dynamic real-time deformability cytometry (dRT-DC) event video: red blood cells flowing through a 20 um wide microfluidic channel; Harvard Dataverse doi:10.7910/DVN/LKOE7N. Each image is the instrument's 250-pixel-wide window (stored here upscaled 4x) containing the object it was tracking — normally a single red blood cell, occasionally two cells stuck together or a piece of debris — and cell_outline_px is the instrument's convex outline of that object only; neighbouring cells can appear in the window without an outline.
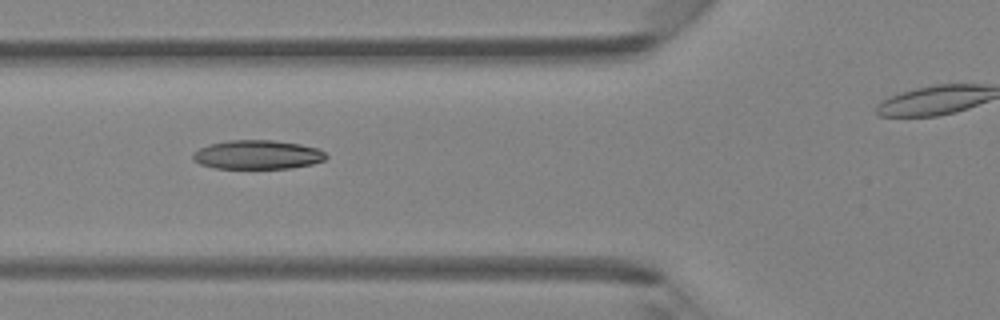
{"species": "Egyptian fruit bat (a non-hibernating species)", "species_latin": "Rousettus aegyptiacus", "temperature_condition": "room temperature", "stored_images_in_passage": 6, "camera_frame_rate_fps": 3000, "um_per_image_px": 0.085, "animal": {"sex": "female"}, "frame": {"image": 1, "passage_image": 5, "time_ms": 4.667, "image_size_px": [1000, 320], "cell_outline_px": [[328, 156], [324, 160], [312, 164], [292, 168], [216, 168], [200, 164], [192, 160], [192, 152], [208, 144], [228, 140], [272, 140], [300, 144], [316, 148], [324, 152]], "centroid_in_image_um": [21.85, 13.15], "position_along_channel_um": 103.9, "area_um2": 22.54}}
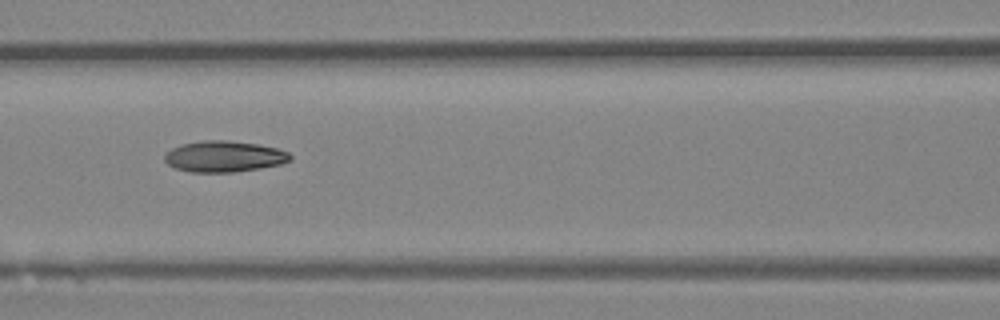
{"frame": {"image": 2, "passage_image": 6, "time_ms": 5.667, "image_size_px": [1000, 320], "cell_outline_px": [[292, 160], [280, 164], [260, 168], [232, 172], [188, 172], [176, 168], [168, 164], [164, 160], [164, 156], [172, 148], [180, 144], [204, 140], [224, 140], [256, 144], [276, 148], [288, 152], [292, 156]], "centroid_in_image_um": [19.04, 13.3], "position_along_channel_um": 147.6, "area_um2": 22.66}}